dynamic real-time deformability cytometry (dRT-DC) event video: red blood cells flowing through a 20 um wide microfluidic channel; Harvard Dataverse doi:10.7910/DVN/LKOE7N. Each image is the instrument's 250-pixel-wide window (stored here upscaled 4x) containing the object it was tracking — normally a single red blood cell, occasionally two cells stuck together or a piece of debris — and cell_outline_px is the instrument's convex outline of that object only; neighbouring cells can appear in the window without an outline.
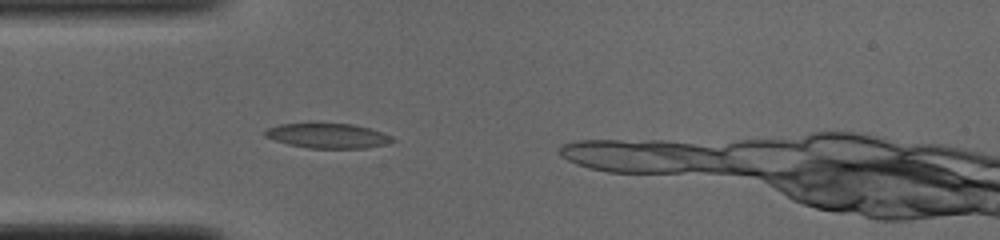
{"species": "common noctule bat (a hibernating species)", "species_latin": "Nyctalus noctula", "temperature_condition": "cold", "stored_images_in_passage": 28, "camera_frame_rate_fps": 3000, "um_per_image_px": 0.085, "animal": {"sex": "male", "body_mass_g": 19.0, "forearm_length_mm": 50.8}, "frame": {"image": 1, "passage_image": 1, "time_ms": 0.0, "image_size_px": [1000, 240], "cell_outline_px": [[396, 140], [384, 144], [368, 148], [308, 148], [288, 144], [264, 136], [264, 132], [268, 128], [280, 124], [352, 124], [368, 128], [392, 136]], "centroid_in_image_um": [27.87, 11.55], "position_along_channel_um": 57.1, "area_um2": 18.09}}
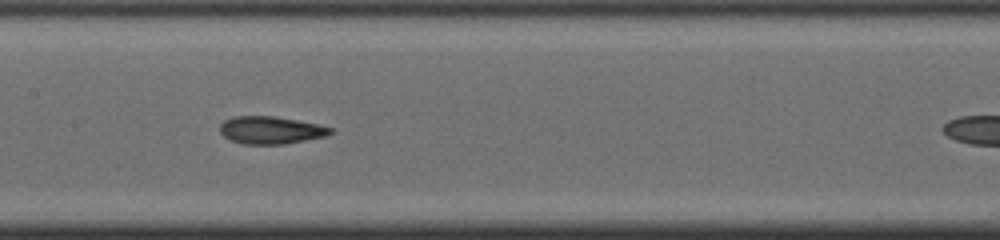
{"frame": {"image": 2, "passage_image": 11, "time_ms": 3.333, "image_size_px": [1000, 240], "cell_outline_px": [[332, 132], [324, 136], [284, 144], [244, 144], [232, 140], [224, 136], [220, 132], [220, 124], [224, 120], [232, 116], [272, 116], [296, 120], [316, 124], [332, 128]], "centroid_in_image_um": [22.96, 11.05], "position_along_channel_um": 184.4, "area_um2": 17.46}}
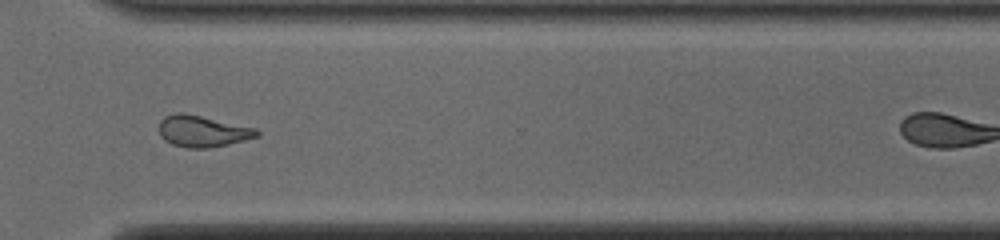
{"frame": {"image": 3, "passage_image": 24, "time_ms": 7.667, "image_size_px": [1000, 240], "cell_outline_px": [[260, 136], [228, 144], [208, 148], [188, 148], [172, 144], [164, 140], [160, 136], [160, 120], [164, 116], [176, 112], [180, 112], [200, 116], [256, 128], [260, 132]], "centroid_in_image_um": [17.21, 11.16], "position_along_channel_um": 353.4, "area_um2": 17.8}}